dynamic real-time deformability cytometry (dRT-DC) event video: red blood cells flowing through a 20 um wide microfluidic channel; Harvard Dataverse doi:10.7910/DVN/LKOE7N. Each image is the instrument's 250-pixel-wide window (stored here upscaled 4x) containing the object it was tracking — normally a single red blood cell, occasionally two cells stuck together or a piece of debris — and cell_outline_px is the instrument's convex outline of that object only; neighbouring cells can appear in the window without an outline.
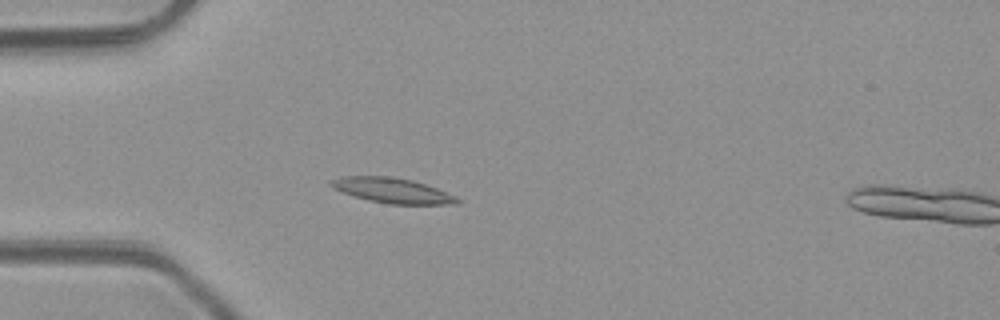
{"species": "common noctule bat (a hibernating species)", "species_latin": "Nyctalus noctula", "temperature_condition": "room temperature", "stored_images_in_passage": 6, "camera_frame_rate_fps": 3000, "um_per_image_px": 0.085, "animal": {"sex": "male", "body_mass_g": 23.1, "forearm_length_mm": 52.7}, "frame": {"image": 1, "passage_image": 5, "time_ms": 4.667, "image_size_px": [1000, 320], "cell_outline_px": [[460, 204], [388, 204], [368, 200], [332, 188], [328, 184], [328, 180], [344, 176], [392, 176], [412, 180], [436, 188], [456, 196], [460, 200]], "centroid_in_image_um": [33.33, 16.18], "position_along_channel_um": 51.7, "area_um2": 18.44}}